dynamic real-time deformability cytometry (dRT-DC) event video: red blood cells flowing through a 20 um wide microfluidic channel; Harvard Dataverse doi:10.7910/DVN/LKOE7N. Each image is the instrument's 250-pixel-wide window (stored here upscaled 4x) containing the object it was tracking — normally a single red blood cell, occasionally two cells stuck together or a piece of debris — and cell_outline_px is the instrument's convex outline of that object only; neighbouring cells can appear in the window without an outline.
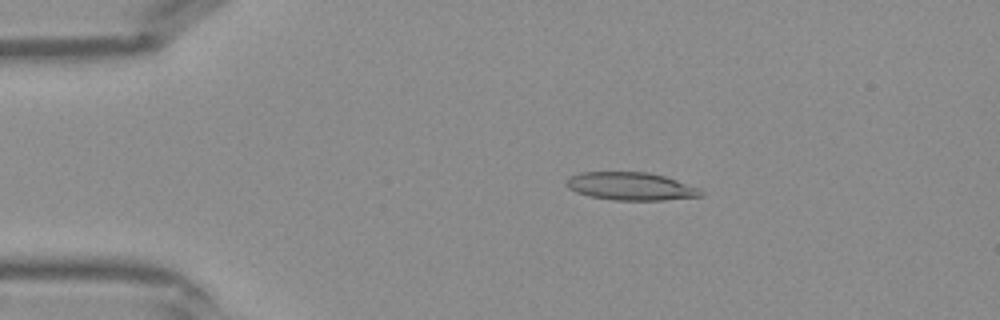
{"species": "Egyptian fruit bat (a non-hibernating species)", "species_latin": "Rousettus aegyptiacus", "temperature_condition": "warm", "stored_images_in_passage": 40, "camera_frame_rate_fps": 3000, "um_per_image_px": 0.085, "frame": {"image": 1, "passage_image": 7, "time_ms": 2.0, "image_size_px": [1000, 320], "cell_outline_px": [[704, 196], [664, 200], [612, 200], [588, 196], [576, 192], [568, 188], [564, 184], [568, 176], [580, 172], [648, 172], [664, 176], [700, 188], [704, 192]], "centroid_in_image_um": [53.59, 15.83], "position_along_channel_um": 31.4, "area_um2": 22.14}}
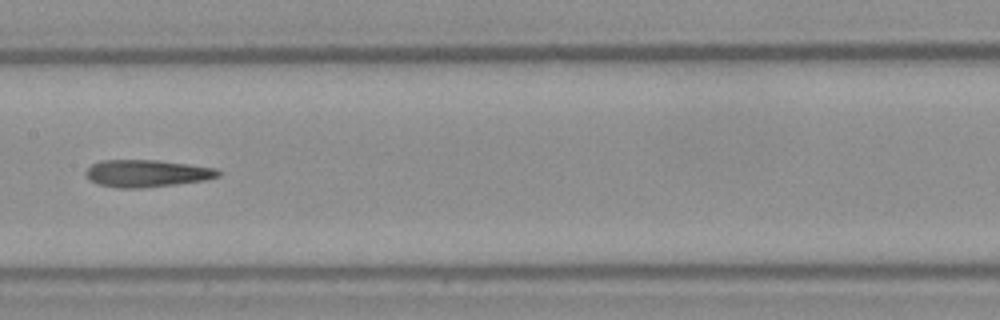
{"frame": {"image": 2, "passage_image": 20, "time_ms": 6.333, "image_size_px": [1000, 320], "cell_outline_px": [[220, 176], [204, 180], [176, 184], [140, 188], [120, 188], [96, 184], [88, 180], [84, 172], [92, 164], [100, 160], [156, 160], [188, 164], [216, 168], [220, 172]], "centroid_in_image_um": [12.43, 14.74], "position_along_channel_um": 195.0, "area_um2": 21.04}}
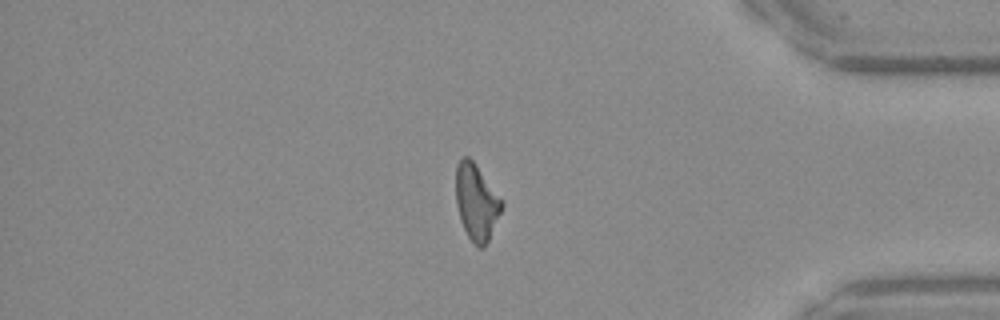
{"frame": {"image": 3, "passage_image": 34, "time_ms": 11.0, "image_size_px": [1000, 320], "cell_outline_px": [[504, 208], [484, 248], [480, 248], [468, 236], [464, 228], [456, 204], [456, 168], [460, 160], [464, 156], [468, 156], [472, 160], [504, 200]], "centroid_in_image_um": [40.53, 17.17], "position_along_channel_um": 394.7, "area_um2": 20.29}}